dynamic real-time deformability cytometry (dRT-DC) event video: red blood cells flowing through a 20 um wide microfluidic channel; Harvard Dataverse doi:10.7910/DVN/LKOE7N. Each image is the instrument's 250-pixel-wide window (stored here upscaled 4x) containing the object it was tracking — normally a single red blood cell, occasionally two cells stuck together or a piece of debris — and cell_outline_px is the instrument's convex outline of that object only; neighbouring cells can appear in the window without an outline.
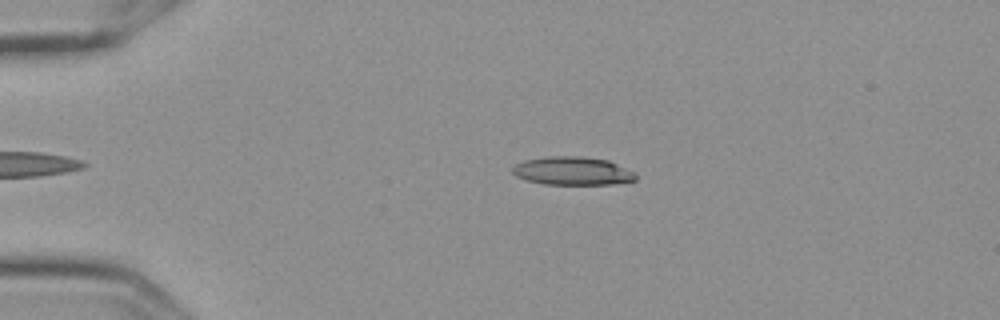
{"species": "Egyptian fruit bat (a non-hibernating species)", "species_latin": "Rousettus aegyptiacus", "temperature_condition": "cold", "stored_images_in_passage": 49, "camera_frame_rate_fps": 3000, "um_per_image_px": 0.085, "frame": {"image": 1, "passage_image": 12, "time_ms": 3.667, "image_size_px": [1000, 320], "cell_outline_px": [[636, 180], [612, 184], [544, 184], [528, 180], [516, 176], [512, 172], [512, 168], [516, 164], [524, 160], [548, 156], [580, 156], [608, 160], [636, 172]], "centroid_in_image_um": [48.68, 14.52], "position_along_channel_um": 36.3, "area_um2": 20.29}}
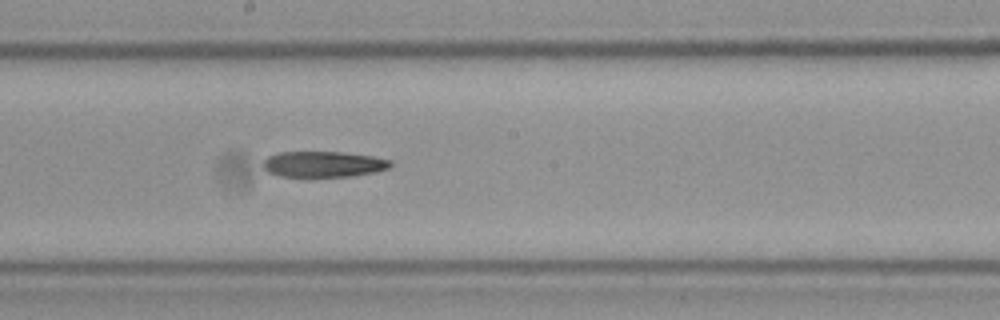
{"frame": {"image": 2, "passage_image": 31, "time_ms": 10.0, "image_size_px": [1000, 320], "cell_outline_px": [[392, 164], [388, 168], [376, 172], [348, 176], [280, 176], [268, 172], [264, 168], [264, 160], [268, 156], [276, 152], [340, 152], [372, 156], [392, 160]], "centroid_in_image_um": [27.49, 13.94], "position_along_channel_um": 220.7, "area_um2": 19.02}}
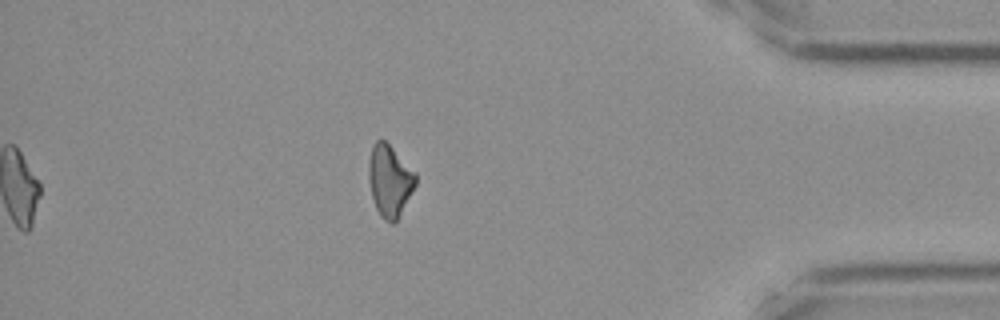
{"frame": {"image": 3, "passage_image": 49, "time_ms": 16.0, "image_size_px": [1000, 320], "cell_outline_px": [[416, 184], [396, 220], [392, 224], [384, 220], [380, 216], [376, 208], [372, 196], [368, 176], [368, 160], [372, 144], [376, 140], [384, 140], [416, 172]], "centroid_in_image_um": [33.1, 15.34], "position_along_channel_um": 402.1, "area_um2": 19.42}}